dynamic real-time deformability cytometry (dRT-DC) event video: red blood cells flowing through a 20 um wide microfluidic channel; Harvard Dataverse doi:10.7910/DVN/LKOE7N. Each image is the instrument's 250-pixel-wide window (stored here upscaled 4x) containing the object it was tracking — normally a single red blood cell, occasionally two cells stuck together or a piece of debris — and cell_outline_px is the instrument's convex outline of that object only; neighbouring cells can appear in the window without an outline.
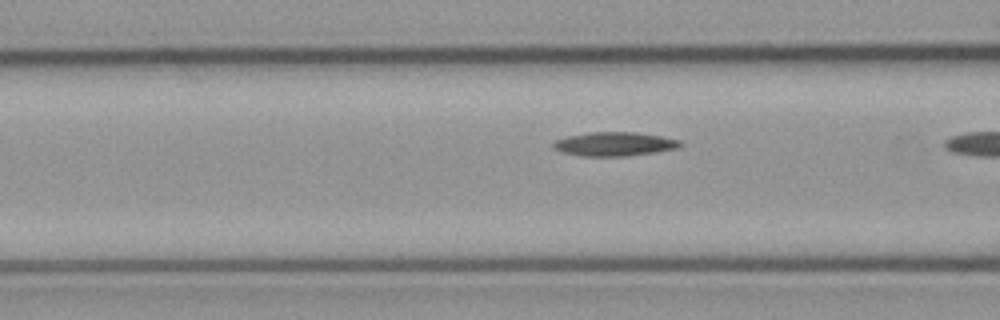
{"species": "common noctule bat (a hibernating species)", "species_latin": "Nyctalus noctula", "temperature_condition": "cold", "stored_images_in_passage": 5, "camera_frame_rate_fps": 3000, "um_per_image_px": 0.085, "animal": {"sex": "male", "body_mass_g": 23.1, "forearm_length_mm": 52.7}, "frame": {"image": 1, "passage_image": 4, "time_ms": 1.0, "image_size_px": [1000, 320], "cell_outline_px": [[684, 144], [676, 148], [656, 152], [624, 156], [584, 156], [560, 152], [552, 148], [552, 144], [556, 140], [568, 136], [588, 132], [636, 132], [660, 136], [680, 140]], "centroid_in_image_um": [52.2, 12.24], "position_along_channel_um": 114.4, "area_um2": 17.69}}